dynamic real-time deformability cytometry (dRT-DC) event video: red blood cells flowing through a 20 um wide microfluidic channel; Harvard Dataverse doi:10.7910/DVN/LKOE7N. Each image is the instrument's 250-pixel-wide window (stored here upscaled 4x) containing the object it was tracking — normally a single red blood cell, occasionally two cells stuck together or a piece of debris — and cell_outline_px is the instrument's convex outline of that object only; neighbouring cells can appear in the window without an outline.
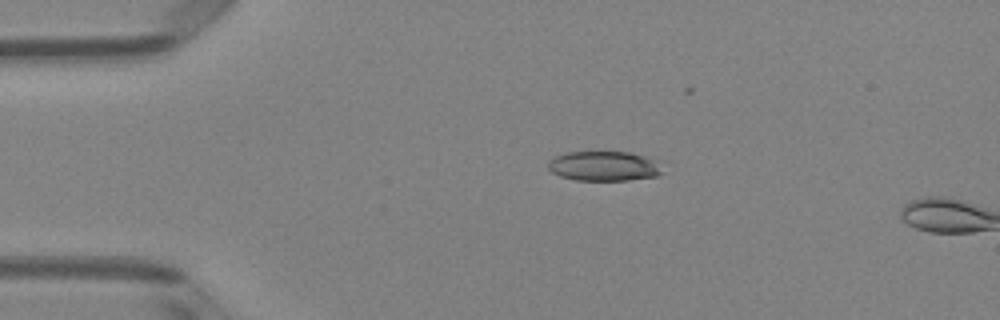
{"species": "Egyptian fruit bat (a non-hibernating species)", "species_latin": "Rousettus aegyptiacus", "temperature_condition": "room temperature", "stored_images_in_passage": 3, "camera_frame_rate_fps": 3000, "um_per_image_px": 0.085, "animal": {"sex": "female"}, "frame": {"image": 1, "passage_image": 2, "time_ms": 0.333, "image_size_px": [1000, 320], "cell_outline_px": [[664, 172], [656, 176], [628, 180], [576, 180], [560, 176], [552, 172], [548, 168], [548, 160], [556, 156], [568, 152], [628, 152], [664, 160]], "centroid_in_image_um": [51.45, 14.11], "position_along_channel_um": 33.5, "area_um2": 20.29}}